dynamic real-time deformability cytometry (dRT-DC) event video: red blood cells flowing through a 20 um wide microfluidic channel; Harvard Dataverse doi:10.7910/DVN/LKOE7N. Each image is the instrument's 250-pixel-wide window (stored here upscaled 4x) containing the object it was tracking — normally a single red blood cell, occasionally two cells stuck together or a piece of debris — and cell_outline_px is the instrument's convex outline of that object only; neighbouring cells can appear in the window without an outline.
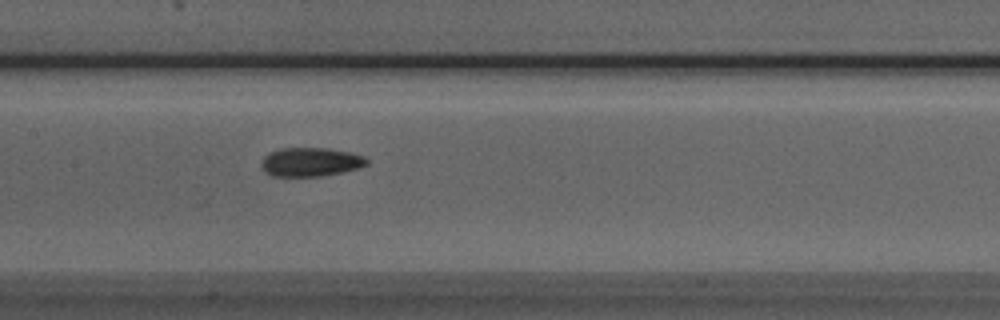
{"species": "Egyptian fruit bat (a non-hibernating species)", "species_latin": "Rousettus aegyptiacus", "temperature_condition": "room temperature", "stored_images_in_passage": 47, "camera_frame_rate_fps": 3000, "um_per_image_px": 0.085, "animal": {"sex": "male"}, "frame": {"image": 1, "passage_image": 24, "time_ms": 7.667, "image_size_px": [1000, 320], "cell_outline_px": [[368, 164], [356, 168], [340, 172], [320, 176], [272, 176], [264, 172], [260, 164], [260, 160], [268, 152], [280, 148], [328, 148], [348, 152], [364, 156], [368, 160]], "centroid_in_image_um": [26.33, 13.76], "position_along_channel_um": 181.1, "area_um2": 17.74}}
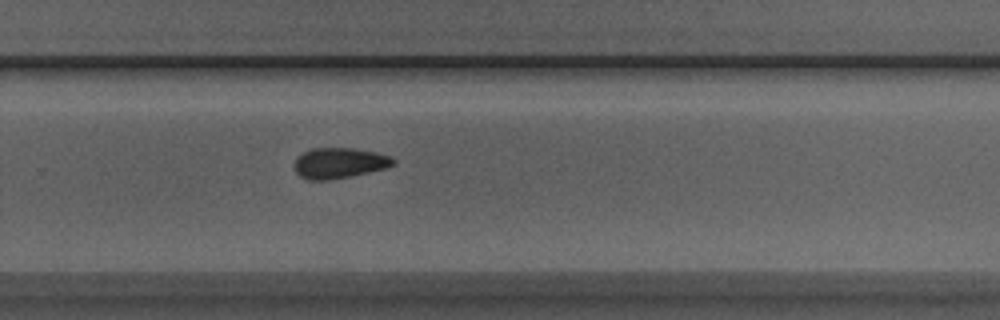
{"frame": {"image": 2, "passage_image": 33, "time_ms": 10.667, "image_size_px": [1000, 320], "cell_outline_px": [[396, 164], [384, 168], [368, 172], [328, 180], [308, 180], [300, 176], [296, 172], [296, 160], [304, 152], [312, 148], [356, 148], [376, 152], [388, 156], [396, 160]], "centroid_in_image_um": [28.86, 13.85], "position_along_channel_um": 300.9, "area_um2": 17.34}}
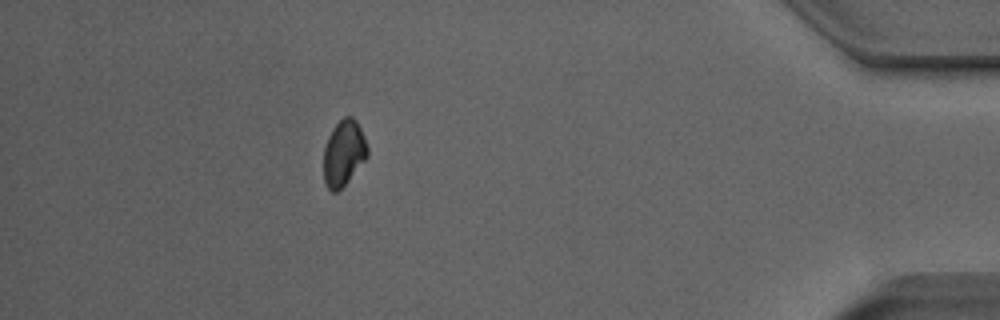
{"frame": {"image": 3, "passage_image": 45, "time_ms": 14.667, "image_size_px": [1000, 320], "cell_outline_px": [[368, 156], [348, 180], [336, 192], [332, 192], [324, 184], [324, 148], [328, 136], [332, 128], [344, 116], [352, 116], [356, 120], [364, 136], [368, 148]], "centroid_in_image_um": [29.21, 12.99], "position_along_channel_um": 406.0, "area_um2": 16.7}, "authors_computed_cell_mechanics": {"area_um2": 17.6868, "velocity_mm_per_s": 4.0208, "shape_relaxation_time_tau1_ms": 10.0987, "shape_relaxation_time_tau2_ms": 2.3262, "deformation_change_tau1": 0.1815, "deformation_change_tau2": 0.0624}}